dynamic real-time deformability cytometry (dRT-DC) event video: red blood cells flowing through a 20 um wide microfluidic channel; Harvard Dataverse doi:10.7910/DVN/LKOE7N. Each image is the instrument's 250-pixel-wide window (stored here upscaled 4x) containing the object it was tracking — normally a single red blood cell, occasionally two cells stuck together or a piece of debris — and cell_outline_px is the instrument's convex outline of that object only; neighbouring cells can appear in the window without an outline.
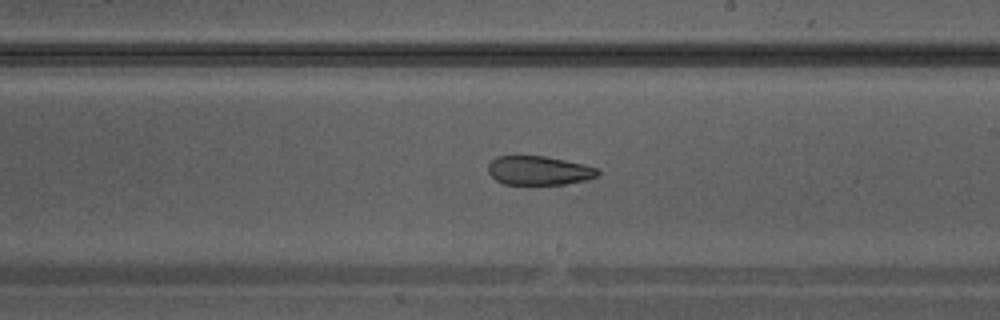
{"species": "Egyptian fruit bat (a non-hibernating species)", "species_latin": "Rousettus aegyptiacus", "temperature_condition": "warm", "stored_images_in_passage": 31, "camera_frame_rate_fps": 3000, "um_per_image_px": 0.085, "animal": {"sex": "male"}, "frame": {"image": 1, "passage_image": 18, "time_ms": 5.667, "image_size_px": [1000, 320], "cell_outline_px": [[600, 172], [596, 176], [584, 180], [564, 184], [504, 184], [496, 180], [488, 172], [488, 164], [496, 156], [544, 156], [584, 164], [596, 168]], "centroid_in_image_um": [45.77, 14.49], "position_along_channel_um": 243.2, "area_um2": 18.32}}